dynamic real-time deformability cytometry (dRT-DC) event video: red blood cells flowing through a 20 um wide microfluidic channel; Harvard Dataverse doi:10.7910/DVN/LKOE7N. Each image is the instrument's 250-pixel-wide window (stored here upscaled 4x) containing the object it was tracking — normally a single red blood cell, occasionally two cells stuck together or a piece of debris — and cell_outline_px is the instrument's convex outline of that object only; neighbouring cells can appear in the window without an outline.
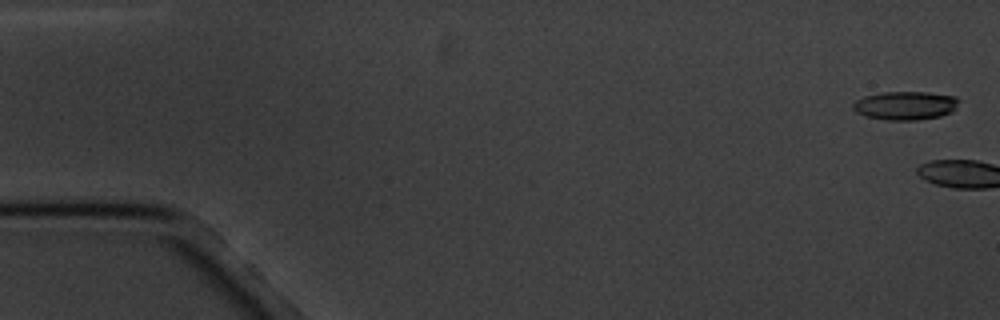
{"species": "common noctule bat (a hibernating species)", "species_latin": "Nyctalus noctula", "temperature_condition": "cold", "stored_images_in_passage": 6, "camera_frame_rate_fps": 3000, "um_per_image_px": 0.085, "animal": {"sex": "male", "body_mass_g": 20.1, "forearm_length_mm": 53.5}, "frame": {"image": 1, "passage_image": 1, "time_ms": 0.0, "image_size_px": [1000, 320], "cell_outline_px": [[960, 100], [956, 108], [952, 112], [940, 116], [916, 120], [888, 120], [864, 116], [856, 112], [852, 108], [852, 104], [856, 100], [864, 96], [884, 92], [928, 92], [956, 96]], "centroid_in_image_um": [76.97, 8.97], "position_along_channel_um": 8.0, "area_um2": 17.74}}